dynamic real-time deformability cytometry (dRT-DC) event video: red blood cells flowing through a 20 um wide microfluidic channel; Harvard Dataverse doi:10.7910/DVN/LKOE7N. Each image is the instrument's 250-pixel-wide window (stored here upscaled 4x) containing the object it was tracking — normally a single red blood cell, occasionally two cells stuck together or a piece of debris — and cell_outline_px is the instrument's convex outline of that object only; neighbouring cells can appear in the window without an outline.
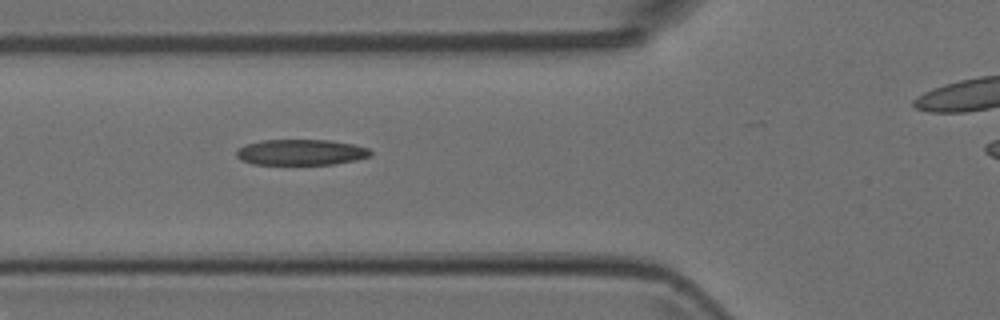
{"species": "Egyptian fruit bat (a non-hibernating species)", "species_latin": "Rousettus aegyptiacus", "temperature_condition": "room temperature", "stored_images_in_passage": 6, "camera_frame_rate_fps": 3000, "um_per_image_px": 0.085, "animal": {"sex": "female"}, "frame": {"image": 1, "passage_image": 5, "time_ms": 1.333, "image_size_px": [1000, 320], "cell_outline_px": [[372, 152], [368, 156], [356, 160], [332, 164], [252, 164], [240, 160], [236, 156], [236, 152], [244, 144], [260, 140], [328, 140], [352, 144], [368, 148]], "centroid_in_image_um": [25.53, 12.94], "position_along_channel_um": 100.3, "area_um2": 20.06}}